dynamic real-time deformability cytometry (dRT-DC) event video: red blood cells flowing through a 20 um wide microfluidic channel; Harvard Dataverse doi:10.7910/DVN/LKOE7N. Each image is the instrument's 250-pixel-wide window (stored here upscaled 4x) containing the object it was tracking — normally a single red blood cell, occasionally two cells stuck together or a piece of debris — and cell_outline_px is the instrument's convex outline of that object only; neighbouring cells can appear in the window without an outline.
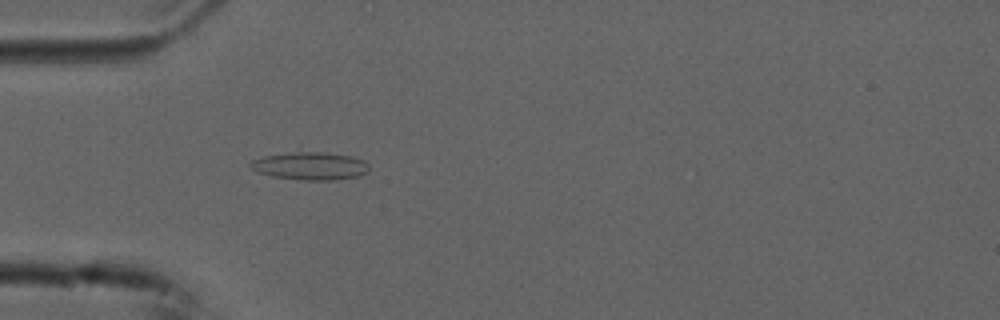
{"species": "common noctule bat (a hibernating species)", "species_latin": "Nyctalus noctula", "temperature_condition": "cold", "stored_images_in_passage": 51, "camera_frame_rate_fps": 3000, "um_per_image_px": 0.085, "animal": {"sex": "male", "forearm_length_mm": 52.5}, "frame": {"image": 1, "passage_image": 13, "time_ms": 4.0, "image_size_px": [1000, 320], "cell_outline_px": [[368, 172], [356, 176], [336, 180], [300, 180], [272, 176], [256, 172], [248, 164], [252, 160], [300, 144], [352, 156], [364, 160], [368, 164]], "centroid_in_image_um": [26.3, 13.98], "position_along_channel_um": 58.7, "area_um2": 21.33}}
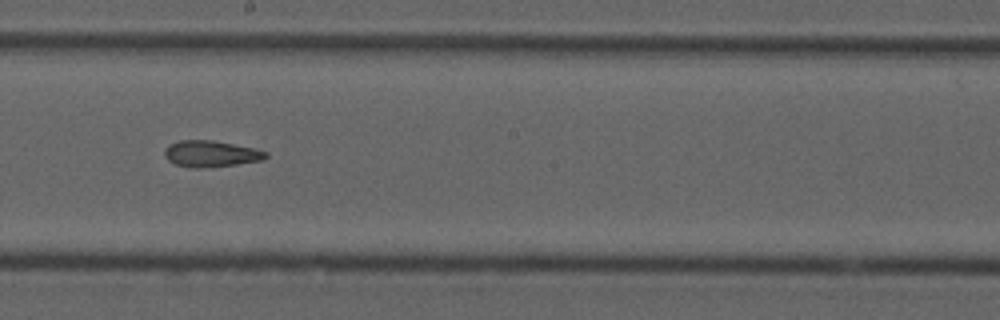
{"frame": {"image": 2, "passage_image": 27, "time_ms": 8.667, "image_size_px": [1000, 320], "cell_outline_px": [[268, 156], [264, 160], [236, 164], [200, 168], [192, 168], [176, 164], [168, 160], [164, 156], [164, 152], [172, 144], [180, 140], [212, 140], [256, 148], [268, 152]], "centroid_in_image_um": [17.98, 13.07], "position_along_channel_um": 230.2, "area_um2": 15.43}}
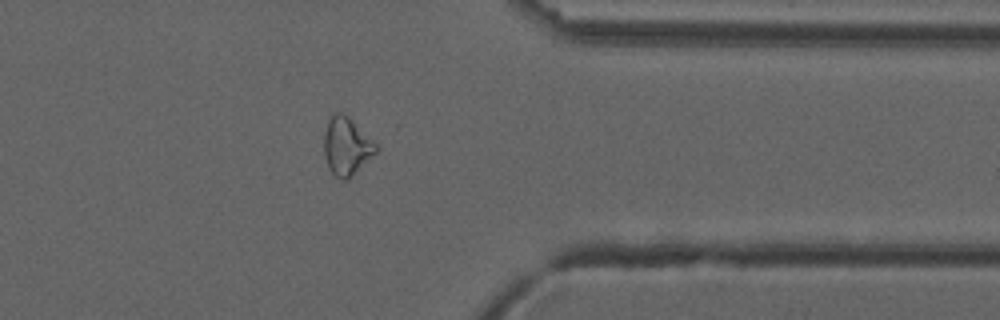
{"frame": {"image": 3, "passage_image": 40, "time_ms": 13.0, "image_size_px": [1000, 320], "cell_outline_px": [[380, 148], [348, 180], [340, 180], [328, 168], [324, 152], [324, 132], [328, 120], [336, 112], [340, 112], [372, 140]], "centroid_in_image_um": [29.43, 12.49], "position_along_channel_um": 382.0, "area_um2": 16.99}, "authors_computed_cell_mechanics": {"area_um2": 16.9932, "velocity_mm_per_s": 3.7557, "shape_relaxation_time_tau1_ms": null, "shape_relaxation_time_tau2_ms": 8.4027, "deformation_change_tau1": null, "deformation_change_tau2": 0.1929}}